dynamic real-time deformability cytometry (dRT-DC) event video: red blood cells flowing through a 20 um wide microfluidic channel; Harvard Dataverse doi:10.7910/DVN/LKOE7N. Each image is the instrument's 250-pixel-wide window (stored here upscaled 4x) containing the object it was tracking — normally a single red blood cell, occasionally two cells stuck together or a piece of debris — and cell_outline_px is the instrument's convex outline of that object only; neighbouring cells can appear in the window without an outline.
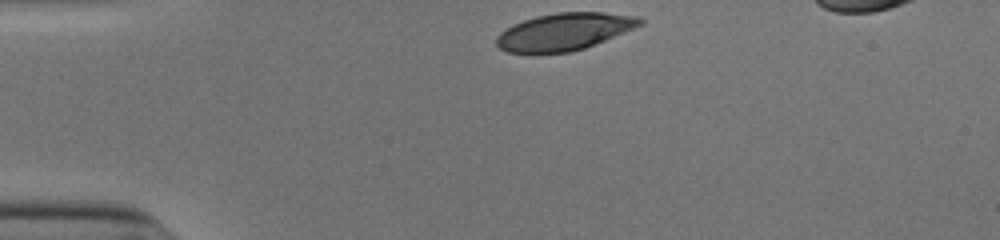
{"species": "human", "species_latin": "Homo sapiens", "temperature_condition": "cold", "stored_images_in_passage": 32, "camera_frame_rate_fps": 3000, "um_per_image_px": 0.085, "donor": {"sex": "male"}, "frame": {"image": 1, "passage_image": 1, "time_ms": 0.0, "image_size_px": [1000, 240], "cell_outline_px": [[644, 24], [584, 48], [572, 52], [508, 52], [500, 48], [496, 44], [496, 36], [500, 32], [512, 24], [536, 16], [556, 12], [604, 12], [640, 16], [644, 20]], "centroid_in_image_um": [47.98, 2.67], "position_along_channel_um": 37.0, "area_um2": 30.98}}
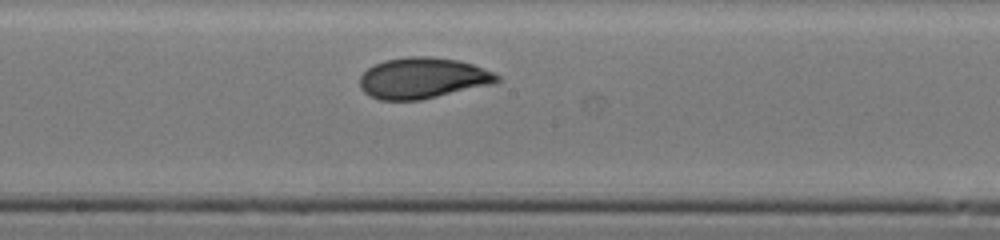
{"frame": {"image": 2, "passage_image": 18, "time_ms": 5.667, "image_size_px": [1000, 240], "cell_outline_px": [[500, 80], [496, 84], [420, 100], [380, 100], [364, 92], [360, 88], [360, 76], [368, 68], [384, 60], [408, 56], [432, 56], [460, 60], [472, 64], [492, 72], [500, 76]], "centroid_in_image_um": [35.96, 6.63], "position_along_channel_um": 212.2, "area_um2": 32.95}}
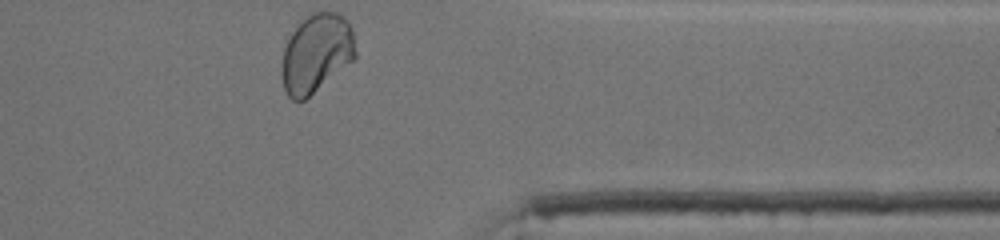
{"frame": {"image": 3, "passage_image": 32, "time_ms": 10.333, "image_size_px": [1000, 240], "cell_outline_px": [[356, 56], [352, 60], [304, 100], [292, 100], [288, 96], [284, 88], [280, 76], [280, 64], [284, 48], [288, 36], [308, 16], [316, 12], [336, 12], [348, 20], [352, 28], [356, 52]], "centroid_in_image_um": [26.85, 4.53], "position_along_channel_um": 384.5, "area_um2": 33.58}, "authors_computed_cell_mechanics": {"area_um2": 32.3969, "velocity_mm_per_s": 3.8933, "shape_relaxation_time_tau1_ms": 4.8268, "shape_relaxation_time_tau2_ms": 0.9399, "deformation_change_tau1": 0.1652, "deformation_change_tau2": 0.0419}}